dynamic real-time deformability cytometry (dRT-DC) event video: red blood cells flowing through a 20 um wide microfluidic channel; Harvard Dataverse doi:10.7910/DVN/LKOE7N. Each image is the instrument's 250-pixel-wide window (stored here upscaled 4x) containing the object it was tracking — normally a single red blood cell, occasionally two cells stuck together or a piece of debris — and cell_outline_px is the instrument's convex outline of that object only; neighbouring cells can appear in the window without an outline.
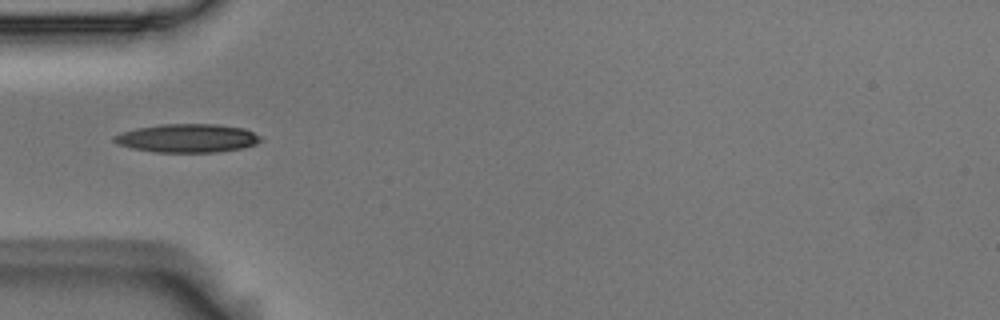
{"species": "Egyptian fruit bat (a non-hibernating species)", "species_latin": "Rousettus aegyptiacus", "temperature_condition": "room temperature", "stored_images_in_passage": 6, "camera_frame_rate_fps": 3000, "um_per_image_px": 0.085, "animal": {"sex": "male"}, "frame": {"image": 1, "passage_image": 1, "time_ms": 0.0, "image_size_px": [1000, 320], "cell_outline_px": [[264, 140], [256, 144], [244, 148], [216, 152], [156, 152], [132, 148], [116, 144], [112, 140], [112, 136], [136, 128], [160, 124], [216, 124], [244, 128], [260, 136]], "centroid_in_image_um": [15.94, 11.74], "position_along_channel_um": 69.1, "area_um2": 24.45}}
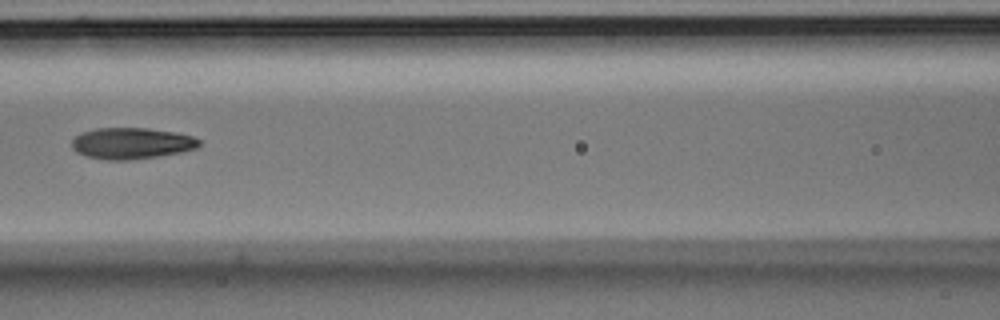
{"frame": {"image": 2, "passage_image": 3, "time_ms": 0.667, "image_size_px": [1000, 320], "cell_outline_px": [[200, 144], [196, 148], [180, 152], [156, 156], [128, 160], [108, 160], [88, 156], [76, 152], [72, 148], [72, 140], [80, 132], [96, 128], [148, 128], [176, 132], [192, 136], [200, 140]], "centroid_in_image_um": [11.16, 12.17], "position_along_channel_um": 155.4, "area_um2": 23.12}}
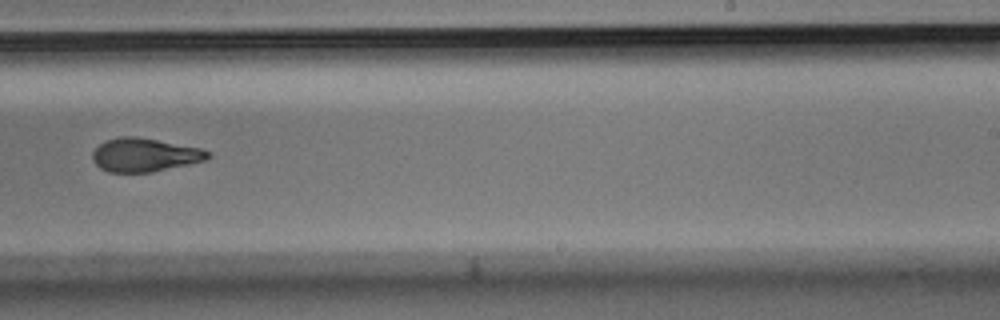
{"frame": {"image": 3, "passage_image": 6, "time_ms": 1.667, "image_size_px": [1000, 320], "cell_outline_px": [[212, 156], [204, 160], [188, 164], [152, 172], [108, 172], [100, 168], [92, 160], [92, 152], [104, 140], [120, 136], [136, 136], [200, 148], [212, 152]], "centroid_in_image_um": [12.27, 13.16], "position_along_channel_um": 276.7, "area_um2": 22.54}}